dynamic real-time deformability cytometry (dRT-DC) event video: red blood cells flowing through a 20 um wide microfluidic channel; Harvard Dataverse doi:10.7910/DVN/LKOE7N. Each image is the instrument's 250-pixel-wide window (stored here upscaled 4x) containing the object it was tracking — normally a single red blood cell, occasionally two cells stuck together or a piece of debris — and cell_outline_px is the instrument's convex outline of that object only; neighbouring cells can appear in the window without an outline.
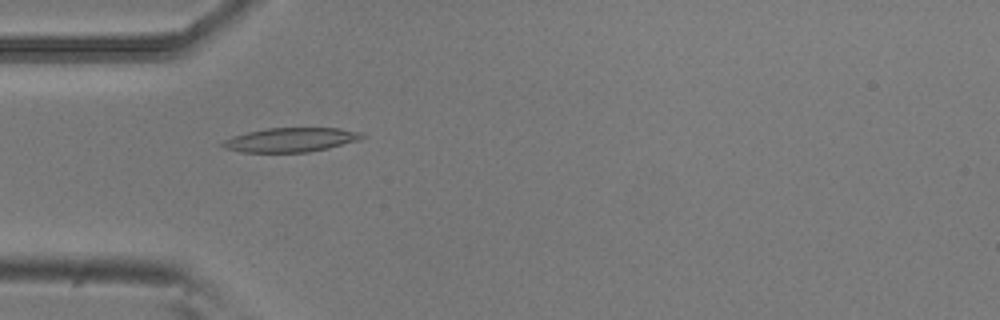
{"species": "common noctule bat (a hibernating species)", "species_latin": "Nyctalus noctula", "temperature_condition": "room temperature", "stored_images_in_passage": 53, "camera_frame_rate_fps": 3000, "um_per_image_px": 0.085, "animal": {"sex": "male", "body_mass_g": 20.5, "forearm_length_mm": 52.5}, "frame": {"image": 1, "passage_image": 16, "time_ms": 5.0, "image_size_px": [1000, 320], "cell_outline_px": [[368, 136], [360, 140], [328, 148], [308, 152], [240, 152], [224, 148], [220, 144], [224, 140], [232, 136], [248, 132], [268, 128], [340, 128], [364, 132]], "centroid_in_image_um": [24.77, 11.88], "position_along_channel_um": 60.2, "area_um2": 19.83}}
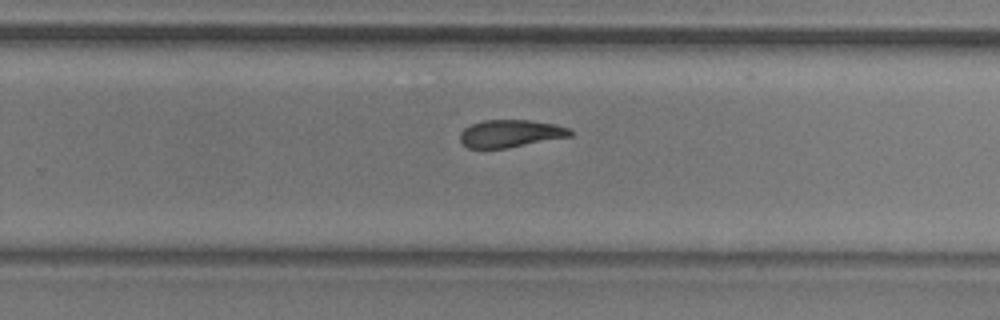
{"frame": {"image": 2, "passage_image": 34, "time_ms": 11.0, "image_size_px": [1000, 320], "cell_outline_px": [[572, 136], [508, 148], [468, 148], [460, 144], [460, 132], [464, 128], [472, 124], [484, 120], [532, 120], [556, 124], [572, 128]], "centroid_in_image_um": [43.41, 11.35], "position_along_channel_um": 286.4, "area_um2": 17.92}}
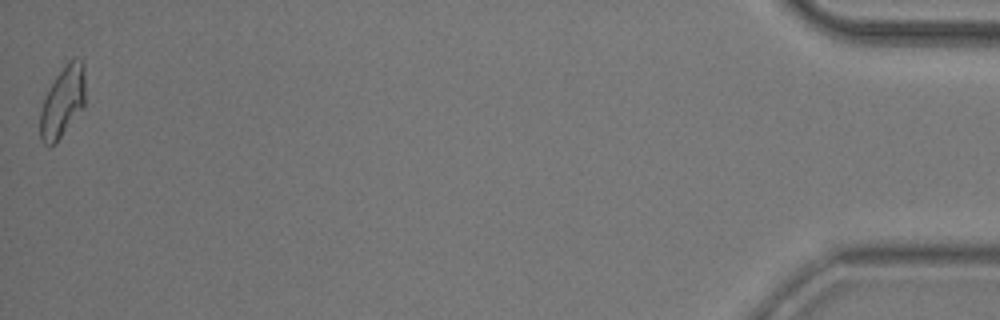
{"frame": {"image": 3, "passage_image": 53, "time_ms": 17.333, "image_size_px": [1000, 320], "cell_outline_px": [[84, 108], [56, 144], [44, 144], [40, 140], [40, 112], [48, 88], [56, 76], [68, 60], [72, 56], [80, 56], [84, 64]], "centroid_in_image_um": [5.34, 8.62], "position_along_channel_um": 429.9, "area_um2": 19.02}, "authors_computed_cell_mechanics": {"area_um2": 19.0162, "velocity_mm_per_s": 3.7921, "shape_relaxation_time_tau1_ms": null, "shape_relaxation_time_tau2_ms": 8.3413, "deformation_change_tau1": null, "deformation_change_tau2": 0.1774}}